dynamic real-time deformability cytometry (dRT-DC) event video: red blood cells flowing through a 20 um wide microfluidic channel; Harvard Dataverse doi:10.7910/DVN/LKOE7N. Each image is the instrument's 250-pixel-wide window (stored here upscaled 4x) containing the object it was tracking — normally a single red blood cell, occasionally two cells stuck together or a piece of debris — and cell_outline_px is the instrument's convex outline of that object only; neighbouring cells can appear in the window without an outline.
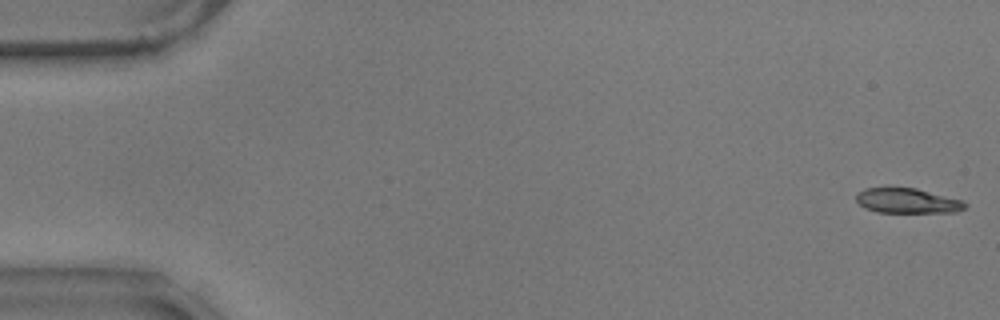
{"species": "common noctule bat (a hibernating species)", "species_latin": "Nyctalus noctula", "temperature_condition": "warm", "stored_images_in_passage": 39, "camera_frame_rate_fps": 3000, "um_per_image_px": 0.085, "animal": {"sex": "male", "body_mass_g": 17.9}, "frame": {"image": 1, "passage_image": 1, "time_ms": 0.0, "image_size_px": [1000, 320], "cell_outline_px": [[968, 204], [964, 208], [956, 212], [876, 212], [864, 208], [856, 200], [856, 192], [864, 188], [916, 188], [964, 200]], "centroid_in_image_um": [77.13, 17.06], "position_along_channel_um": 7.9, "area_um2": 15.9}}
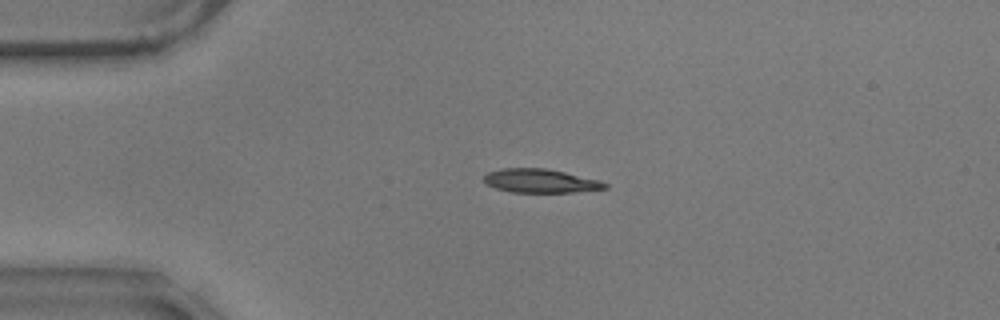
{"frame": {"image": 2, "passage_image": 13, "time_ms": 4.0, "image_size_px": [1000, 320], "cell_outline_px": [[608, 188], [572, 192], [512, 192], [496, 188], [484, 184], [484, 176], [488, 172], [504, 168], [548, 168], [600, 180], [608, 184]], "centroid_in_image_um": [45.94, 15.37], "position_along_channel_um": 39.1, "area_um2": 16.76}}
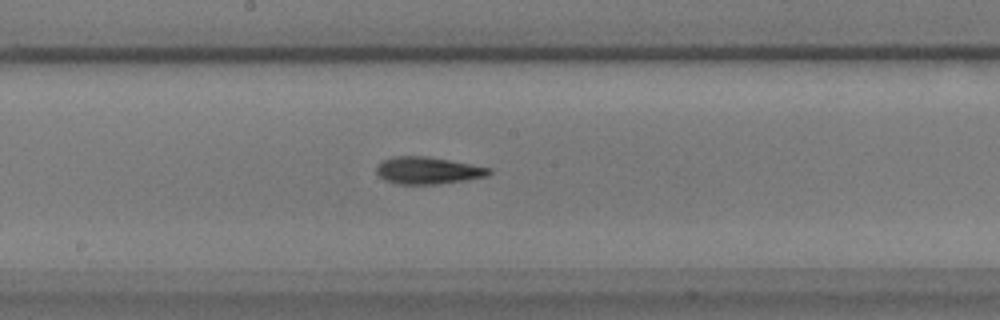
{"frame": {"image": 3, "passage_image": 30, "time_ms": 9.667, "image_size_px": [1000, 320], "cell_outline_px": [[492, 172], [488, 176], [464, 180], [436, 184], [396, 184], [384, 180], [376, 172], [376, 168], [384, 160], [396, 156], [428, 156], [492, 168]], "centroid_in_image_um": [36.39, 14.49], "position_along_channel_um": 211.8, "area_um2": 17.69}, "authors_computed_cell_mechanics": {"area_um2": 17.34, "velocity_mm_per_s": 3.5638, "shape_relaxation_time_tau1_ms": 6.7238, "shape_relaxation_time_tau2_ms": 3.3332, "deformation_change_tau1": 0.1708, "deformation_change_tau2": 0.1153}}